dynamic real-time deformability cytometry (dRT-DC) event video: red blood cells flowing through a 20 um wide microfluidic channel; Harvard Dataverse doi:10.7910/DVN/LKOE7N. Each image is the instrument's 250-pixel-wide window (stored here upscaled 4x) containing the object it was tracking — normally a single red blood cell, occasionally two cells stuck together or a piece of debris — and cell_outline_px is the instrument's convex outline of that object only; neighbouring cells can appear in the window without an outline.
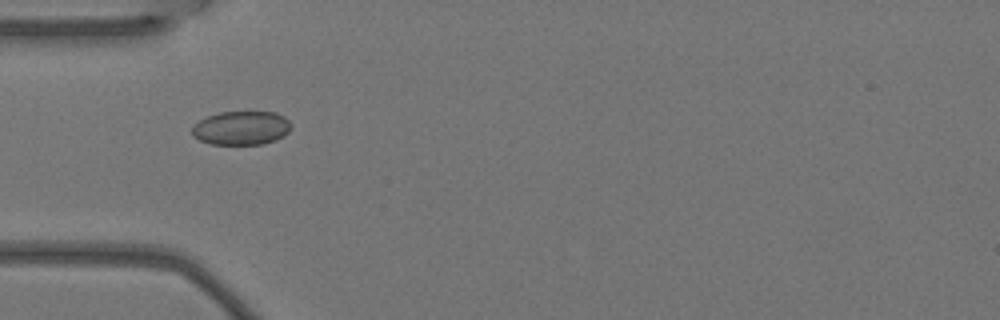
{"species": "Egyptian fruit bat (a non-hibernating species)", "species_latin": "Rousettus aegyptiacus", "temperature_condition": "warm", "stored_images_in_passage": 8, "camera_frame_rate_fps": 3000, "um_per_image_px": 0.085, "animal": {"sex": "female"}, "frame": {"image": 1, "passage_image": 4, "time_ms": 1.0, "image_size_px": [1000, 320], "cell_outline_px": [[292, 128], [284, 136], [276, 140], [260, 144], [212, 144], [200, 140], [192, 136], [192, 128], [200, 120], [208, 116], [220, 112], [276, 112], [284, 116], [292, 124]], "centroid_in_image_um": [20.55, 10.88], "position_along_channel_um": 64.5, "area_um2": 19.54}}
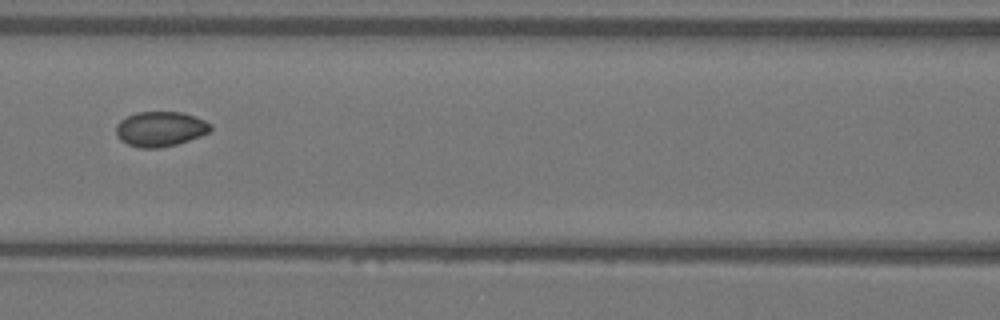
{"frame": {"image": 2, "passage_image": 6, "time_ms": 1.667, "image_size_px": [1000, 320], "cell_outline_px": [[212, 128], [208, 132], [200, 136], [176, 144], [156, 148], [140, 148], [128, 144], [120, 140], [116, 136], [116, 124], [120, 120], [136, 112], [180, 112], [204, 120], [212, 124]], "centroid_in_image_um": [13.59, 10.96], "position_along_channel_um": 153.0, "area_um2": 19.13}}
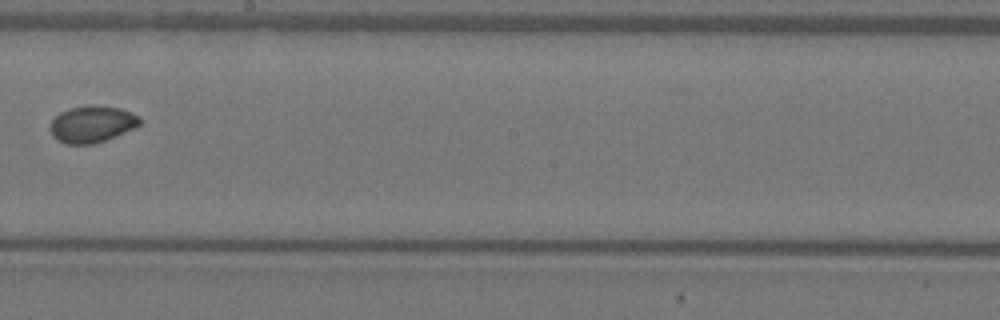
{"frame": {"image": 3, "passage_image": 8, "time_ms": 2.333, "image_size_px": [1000, 320], "cell_outline_px": [[140, 124], [124, 132], [104, 140], [92, 144], [68, 144], [52, 136], [48, 128], [52, 120], [60, 112], [72, 108], [120, 108], [140, 116]], "centroid_in_image_um": [7.78, 10.59], "position_along_channel_um": 240.4, "area_um2": 18.26}}